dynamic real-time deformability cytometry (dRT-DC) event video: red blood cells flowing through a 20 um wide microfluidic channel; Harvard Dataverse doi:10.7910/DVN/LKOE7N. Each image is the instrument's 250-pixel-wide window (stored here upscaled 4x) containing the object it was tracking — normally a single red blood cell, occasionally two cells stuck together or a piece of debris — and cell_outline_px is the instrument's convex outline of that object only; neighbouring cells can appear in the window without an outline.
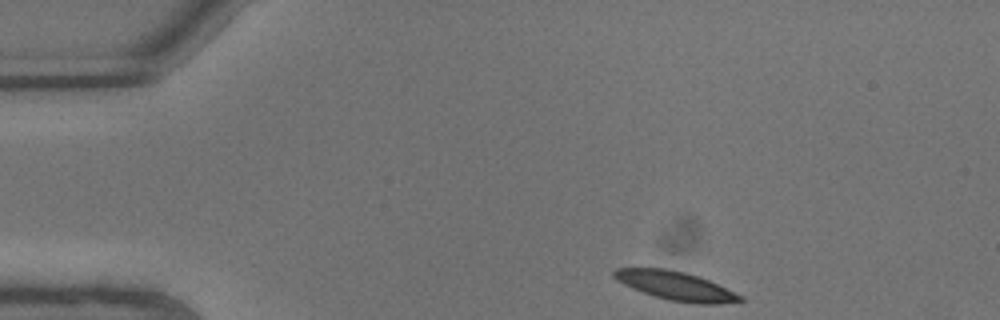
{"species": "common noctule bat (a hibernating species)", "species_latin": "Nyctalus noctula", "temperature_condition": "warm", "stored_images_in_passage": 5, "camera_frame_rate_fps": 3000, "um_per_image_px": 0.085, "animal": {"sex": "male", "body_mass_g": 13.3}, "frame": {"image": 1, "passage_image": 1, "time_ms": 0.0, "image_size_px": [1000, 320], "cell_outline_px": [[744, 300], [720, 304], [696, 304], [668, 300], [632, 288], [616, 280], [612, 276], [612, 272], [616, 268], [668, 268], [700, 276], [744, 296]], "centroid_in_image_um": [57.45, 24.29], "position_along_channel_um": 27.6, "area_um2": 21.21}}
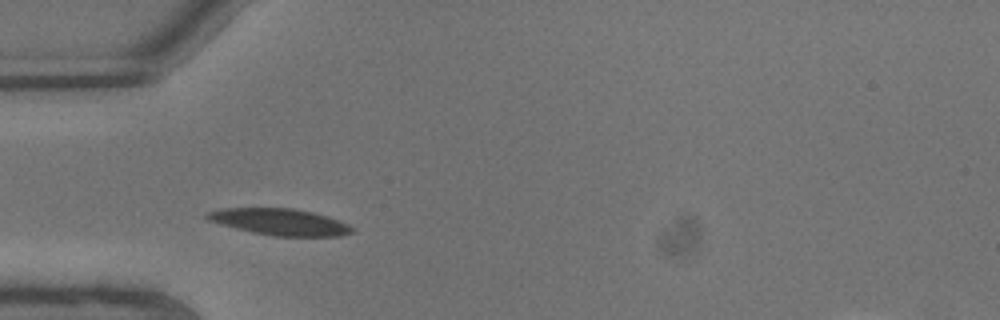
{"frame": {"image": 2, "passage_image": 4, "time_ms": 1.0, "image_size_px": [1000, 320], "cell_outline_px": [[352, 232], [340, 236], [272, 236], [252, 232], [236, 228], [208, 220], [204, 216], [204, 212], [220, 208], [292, 208], [312, 212], [328, 216], [340, 220], [348, 224], [352, 228]], "centroid_in_image_um": [23.76, 18.85], "position_along_channel_um": 61.2, "area_um2": 22.43}}